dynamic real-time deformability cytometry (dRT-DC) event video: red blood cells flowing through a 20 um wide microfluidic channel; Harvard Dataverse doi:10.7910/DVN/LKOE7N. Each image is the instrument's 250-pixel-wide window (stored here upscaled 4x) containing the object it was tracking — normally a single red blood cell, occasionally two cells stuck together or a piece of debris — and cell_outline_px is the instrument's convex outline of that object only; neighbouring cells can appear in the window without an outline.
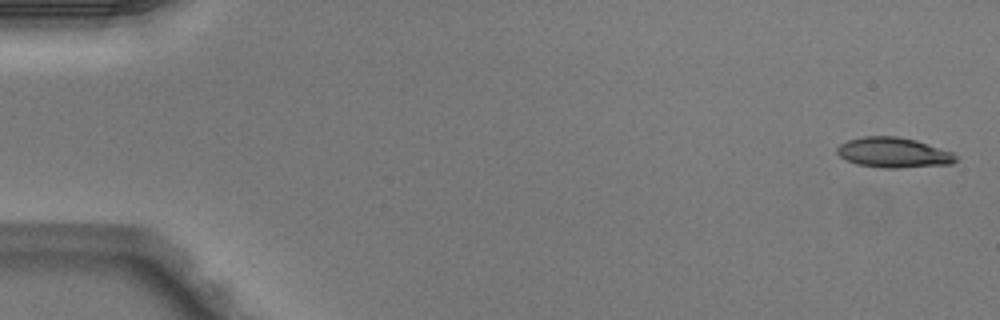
{"species": "Egyptian fruit bat (a non-hibernating species)", "species_latin": "Rousettus aegyptiacus", "temperature_condition": "warm", "stored_images_in_passage": 5, "camera_frame_rate_fps": 3000, "um_per_image_px": 0.085, "animal": {"sex": "male"}, "frame": {"image": 1, "passage_image": 1, "time_ms": 0.0, "image_size_px": [1000, 320], "cell_outline_px": [[956, 160], [952, 164], [896, 168], [884, 168], [856, 164], [840, 156], [836, 152], [836, 148], [840, 144], [848, 140], [864, 136], [896, 136], [916, 140], [952, 152], [956, 156]], "centroid_in_image_um": [75.93, 12.97], "position_along_channel_um": 9.1, "area_um2": 20.75}}
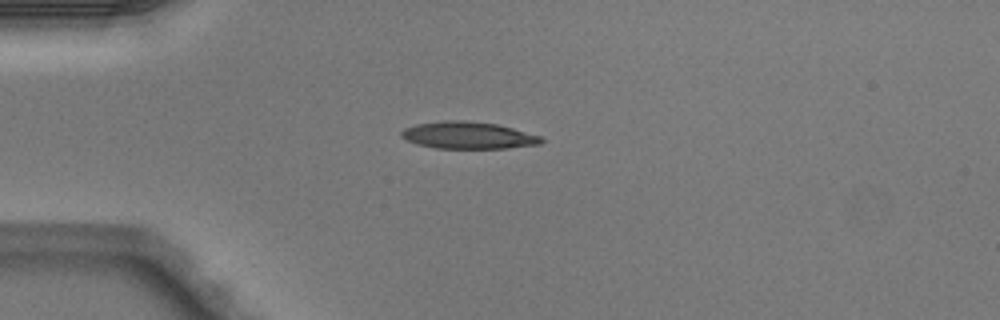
{"frame": {"image": 2, "passage_image": 4, "time_ms": 1.0, "image_size_px": [1000, 320], "cell_outline_px": [[544, 140], [540, 144], [508, 148], [436, 148], [420, 144], [408, 140], [400, 136], [400, 132], [404, 128], [416, 124], [444, 120], [464, 120], [496, 124], [512, 128], [540, 136]], "centroid_in_image_um": [39.78, 11.49], "position_along_channel_um": 45.2, "area_um2": 21.85}}
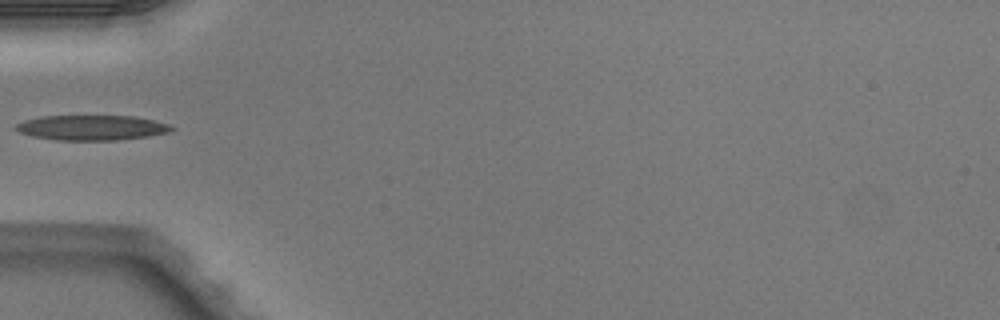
{"frame": {"image": 3, "passage_image": 5, "time_ms": 1.333, "image_size_px": [1000, 320], "cell_outline_px": [[176, 128], [168, 132], [148, 136], [116, 140], [56, 140], [32, 136], [20, 132], [16, 128], [16, 124], [24, 120], [40, 116], [136, 116], [168, 124]], "centroid_in_image_um": [7.79, 10.85], "position_along_channel_um": 77.2, "area_um2": 22.6}}